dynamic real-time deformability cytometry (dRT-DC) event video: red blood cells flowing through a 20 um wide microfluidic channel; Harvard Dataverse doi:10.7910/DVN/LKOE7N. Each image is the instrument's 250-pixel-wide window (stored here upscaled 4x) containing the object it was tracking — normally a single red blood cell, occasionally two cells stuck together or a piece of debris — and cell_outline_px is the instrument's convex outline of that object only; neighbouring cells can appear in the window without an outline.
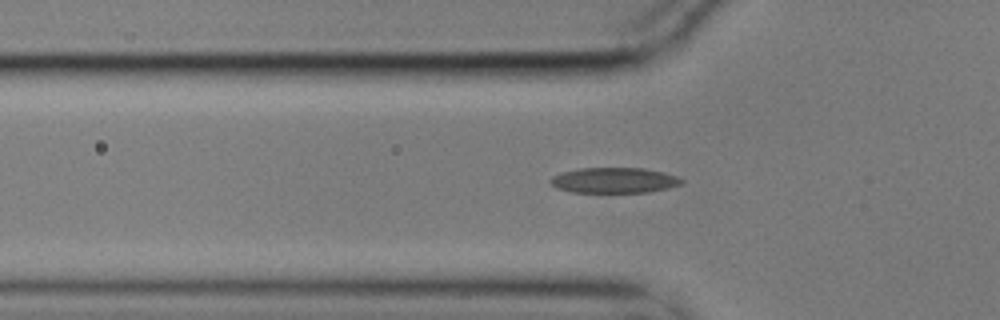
{"species": "common noctule bat (a hibernating species)", "species_latin": "Nyctalus noctula", "temperature_condition": "cold", "stored_images_in_passage": 46, "camera_frame_rate_fps": 3000, "um_per_image_px": 0.085, "animal": {"sex": "male", "body_mass_g": 17.9}, "frame": {"image": 1, "passage_image": 7, "time_ms": 2.0, "image_size_px": [1000, 320], "cell_outline_px": [[684, 184], [668, 188], [648, 192], [572, 192], [556, 188], [548, 180], [552, 176], [560, 172], [580, 168], [644, 168], [676, 176], [684, 180]], "centroid_in_image_um": [52.18, 15.32], "position_along_channel_um": 73.6, "area_um2": 19.48}}
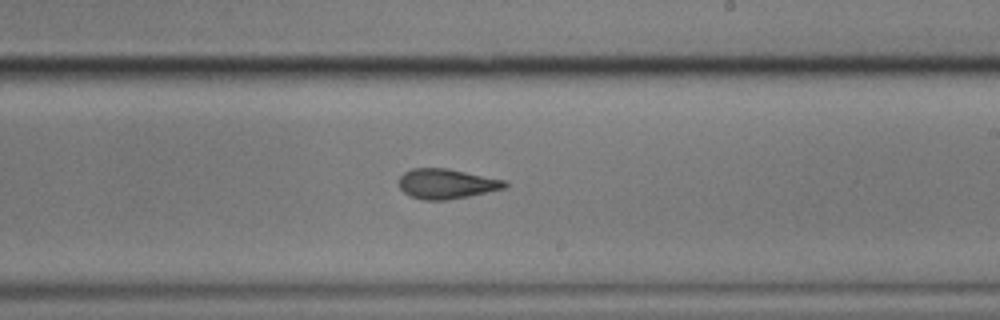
{"frame": {"image": 2, "passage_image": 22, "time_ms": 7.0, "image_size_px": [1000, 320], "cell_outline_px": [[508, 188], [468, 196], [444, 200], [424, 200], [412, 196], [404, 192], [400, 188], [400, 176], [404, 172], [412, 168], [448, 168], [504, 180], [508, 184]], "centroid_in_image_um": [37.97, 15.61], "position_along_channel_um": 251.0, "area_um2": 18.38}}
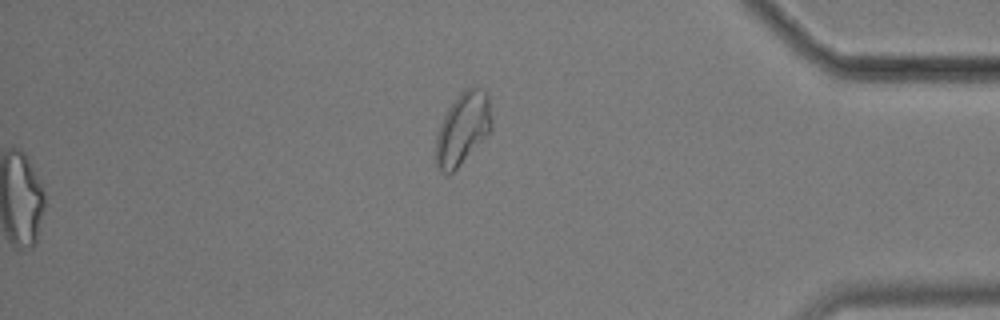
{"frame": {"image": 3, "passage_image": 46, "time_ms": 15.0, "image_size_px": [1000, 320], "cell_outline_px": [[492, 128], [460, 164], [448, 176], [436, 164], [436, 136], [440, 124], [448, 108], [460, 92], [464, 88], [476, 88], [484, 92], [488, 96], [492, 120]], "centroid_in_image_um": [39.32, 10.91], "position_along_channel_um": 395.9, "area_um2": 22.83}, "authors_computed_cell_mechanics": {"area_um2": 19.363, "velocity_mm_per_s": 3.5325, "shape_relaxation_time_tau1_ms": 8.1486, "shape_relaxation_time_tau2_ms": 2.4267, "deformation_change_tau1": 0.2139, "deformation_change_tau2": 0.1055}}